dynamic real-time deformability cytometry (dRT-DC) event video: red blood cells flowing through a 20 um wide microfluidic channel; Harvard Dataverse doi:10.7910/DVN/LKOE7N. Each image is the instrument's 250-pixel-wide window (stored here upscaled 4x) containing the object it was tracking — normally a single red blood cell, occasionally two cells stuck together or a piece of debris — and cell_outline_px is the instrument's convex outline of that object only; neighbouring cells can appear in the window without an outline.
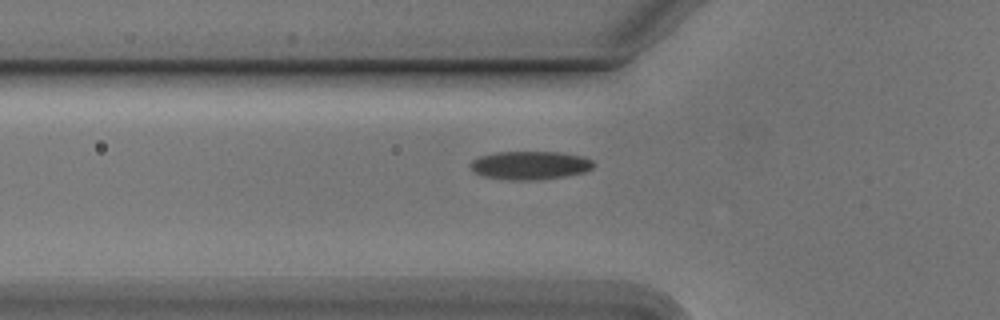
{"species": "Egyptian fruit bat (a non-hibernating species)", "species_latin": "Rousettus aegyptiacus", "temperature_condition": "cold", "stored_images_in_passage": 35, "camera_frame_rate_fps": 3000, "um_per_image_px": 0.085, "animal": {"sex": "male"}, "frame": {"image": 1, "passage_image": 5, "time_ms": 1.333, "image_size_px": [1000, 320], "cell_outline_px": [[596, 164], [592, 168], [584, 172], [564, 176], [532, 180], [508, 180], [484, 176], [476, 172], [468, 164], [472, 160], [480, 156], [496, 152], [560, 152], [580, 156], [592, 160]], "centroid_in_image_um": [45.05, 14.04], "position_along_channel_um": 80.8, "area_um2": 20.23}}
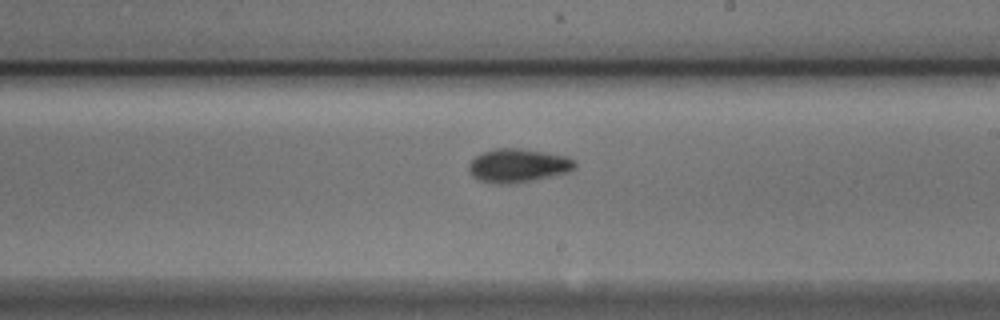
{"frame": {"image": 2, "passage_image": 18, "time_ms": 5.667, "image_size_px": [1000, 320], "cell_outline_px": [[576, 168], [568, 172], [552, 176], [532, 180], [508, 184], [492, 184], [476, 180], [468, 172], [468, 164], [476, 156], [484, 152], [496, 148], [520, 148], [564, 156], [572, 160], [576, 164]], "centroid_in_image_um": [43.97, 14.09], "position_along_channel_um": 245.0, "area_um2": 20.75}}
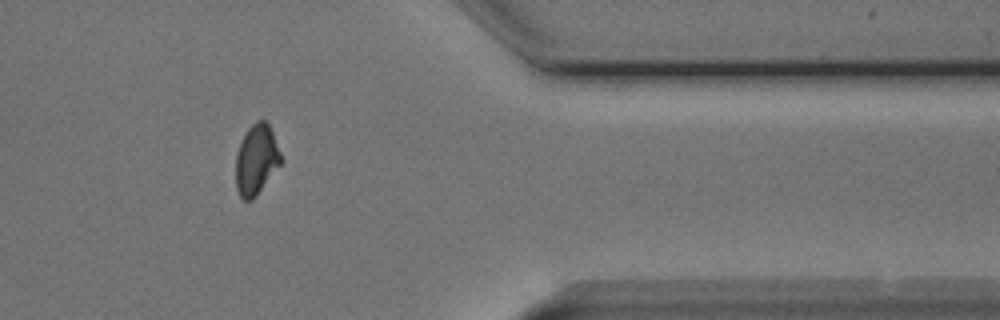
{"frame": {"image": 3, "passage_image": 31, "time_ms": 10.0, "image_size_px": [1000, 320], "cell_outline_px": [[284, 160], [256, 196], [252, 200], [244, 200], [240, 196], [236, 188], [236, 156], [240, 144], [248, 128], [256, 120], [264, 120], [268, 124], [272, 132]], "centroid_in_image_um": [21.8, 13.59], "position_along_channel_um": 389.6, "area_um2": 18.38}}